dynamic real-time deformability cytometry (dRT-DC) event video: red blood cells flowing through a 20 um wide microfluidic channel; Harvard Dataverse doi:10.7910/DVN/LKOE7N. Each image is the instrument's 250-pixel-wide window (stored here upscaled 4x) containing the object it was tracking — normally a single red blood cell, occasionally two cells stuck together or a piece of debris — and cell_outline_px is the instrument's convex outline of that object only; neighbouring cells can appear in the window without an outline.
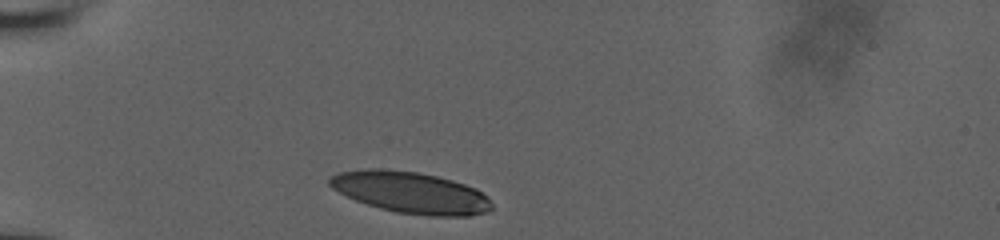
{"species": "human", "species_latin": "Homo sapiens", "temperature_condition": "room temperature", "stored_images_in_passage": 42, "camera_frame_rate_fps": 3000, "um_per_image_px": 0.085, "donor": {"sex": "male"}, "frame": {"image": 1, "passage_image": 1, "time_ms": 0.0, "image_size_px": [1000, 240], "cell_outline_px": [[492, 208], [488, 212], [472, 216], [428, 216], [396, 212], [380, 208], [356, 200], [332, 188], [328, 184], [328, 180], [332, 176], [340, 172], [364, 168], [384, 168], [416, 172], [436, 176], [452, 180], [476, 188], [488, 196], [492, 204]], "centroid_in_image_um": [34.94, 16.36], "position_along_channel_um": 50.1, "area_um2": 39.3}}
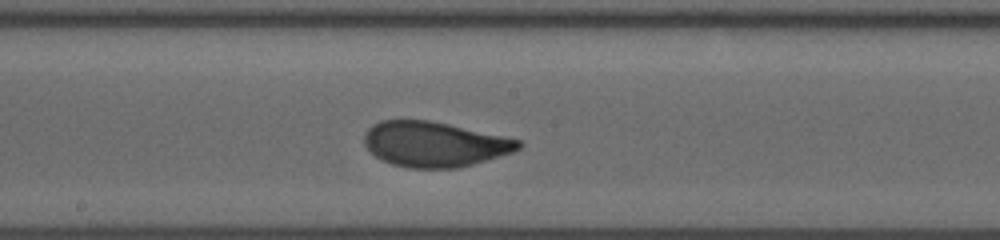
{"frame": {"image": 2, "passage_image": 24, "time_ms": 5.0, "image_size_px": [1000, 240], "cell_outline_px": [[524, 144], [520, 148], [512, 152], [460, 168], [408, 168], [392, 164], [380, 160], [364, 144], [364, 132], [372, 124], [380, 120], [428, 120], [448, 124], [504, 136], [520, 140]], "centroid_in_image_um": [36.9, 12.26], "position_along_channel_um": 211.3, "area_um2": 40.58}}
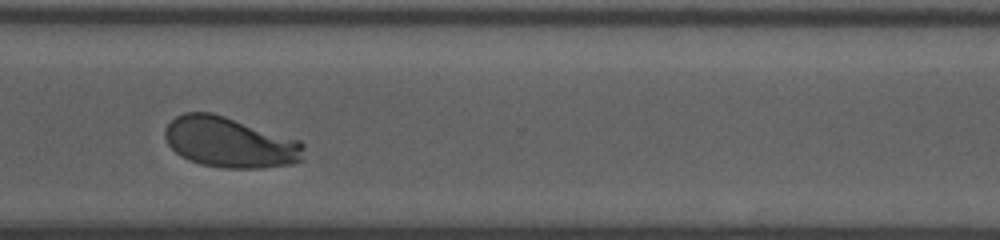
{"frame": {"image": 3, "passage_image": 41, "time_ms": 8.667, "image_size_px": [1000, 240], "cell_outline_px": [[304, 160], [292, 164], [260, 168], [224, 168], [200, 164], [188, 160], [180, 156], [168, 144], [164, 136], [164, 128], [176, 116], [184, 112], [212, 112], [300, 140], [304, 144]], "centroid_in_image_um": [19.54, 12.1], "position_along_channel_um": 351.1, "area_um2": 41.1}}